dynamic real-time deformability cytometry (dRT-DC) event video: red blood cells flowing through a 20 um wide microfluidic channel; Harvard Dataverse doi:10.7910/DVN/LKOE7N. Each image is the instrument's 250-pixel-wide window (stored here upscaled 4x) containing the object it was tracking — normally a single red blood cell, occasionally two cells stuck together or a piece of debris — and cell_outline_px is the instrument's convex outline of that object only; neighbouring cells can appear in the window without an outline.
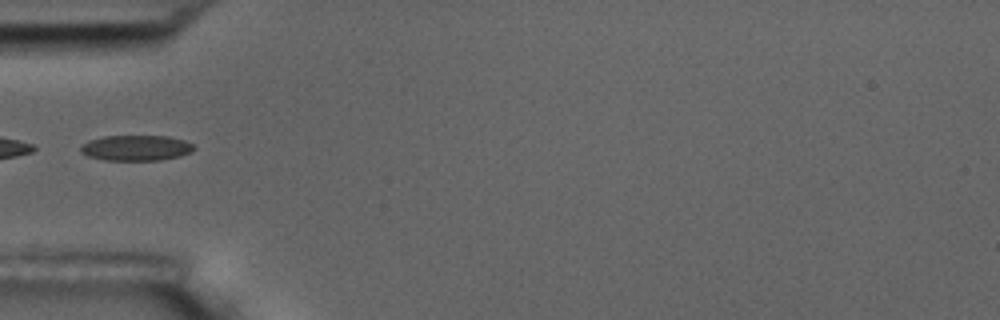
{"species": "common noctule bat (a hibernating species)", "species_latin": "Nyctalus noctula", "temperature_condition": "room temperature", "stored_images_in_passage": 2, "camera_frame_rate_fps": 3000, "um_per_image_px": 0.085, "animal": {"sex": "male", "body_mass_g": 17.5, "forearm_length_mm": 52.3}, "frame": {"image": 1, "passage_image": 2, "time_ms": 1.0, "image_size_px": [1000, 320], "cell_outline_px": [[196, 148], [180, 156], [160, 160], [104, 160], [88, 156], [80, 152], [80, 144], [88, 140], [104, 136], [168, 136], [184, 140], [192, 144]], "centroid_in_image_um": [11.52, 12.57], "position_along_channel_um": 73.5, "area_um2": 16.88}}